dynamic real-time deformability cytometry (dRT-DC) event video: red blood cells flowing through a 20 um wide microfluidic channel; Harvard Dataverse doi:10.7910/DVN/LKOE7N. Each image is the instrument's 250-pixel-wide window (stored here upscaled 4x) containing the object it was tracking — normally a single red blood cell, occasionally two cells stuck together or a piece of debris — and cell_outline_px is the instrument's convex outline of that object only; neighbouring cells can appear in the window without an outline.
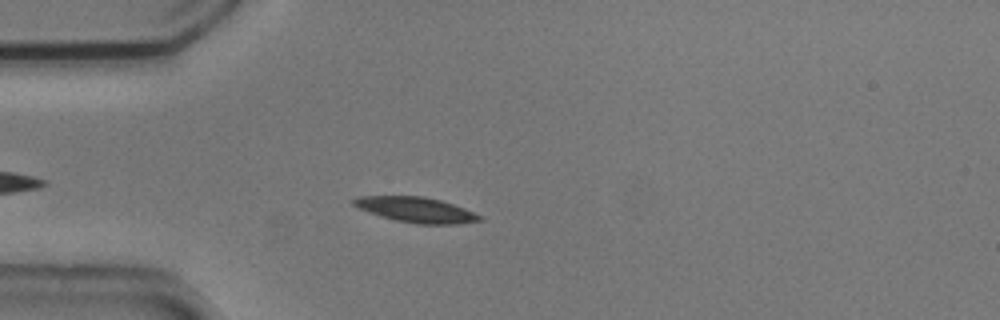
{"species": "common noctule bat (a hibernating species)", "species_latin": "Nyctalus noctula", "temperature_condition": "cold", "stored_images_in_passage": 47, "camera_frame_rate_fps": 3000, "um_per_image_px": 0.085, "animal": {"sex": "male", "body_mass_g": 20.5, "forearm_length_mm": 52.5}, "frame": {"image": 1, "passage_image": 7, "time_ms": 2.0, "image_size_px": [1000, 320], "cell_outline_px": [[484, 220], [456, 224], [416, 224], [396, 220], [380, 216], [368, 212], [352, 204], [352, 200], [360, 196], [424, 196], [440, 200], [464, 208], [484, 216]], "centroid_in_image_um": [35.4, 17.83], "position_along_channel_um": 49.6, "area_um2": 18.55}}
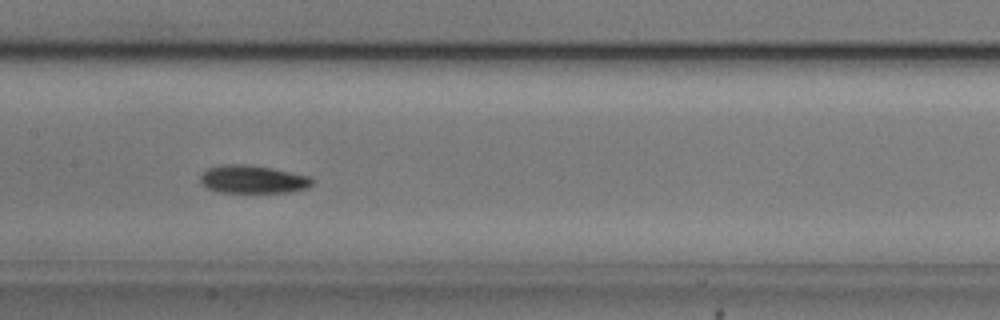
{"frame": {"image": 2, "passage_image": 19, "time_ms": 6.0, "image_size_px": [1000, 320], "cell_outline_px": [[316, 180], [308, 188], [292, 192], [220, 192], [208, 188], [200, 180], [200, 176], [208, 168], [220, 164], [248, 164], [272, 168], [312, 176]], "centroid_in_image_um": [21.56, 15.23], "position_along_channel_um": 185.8, "area_um2": 18.44}}
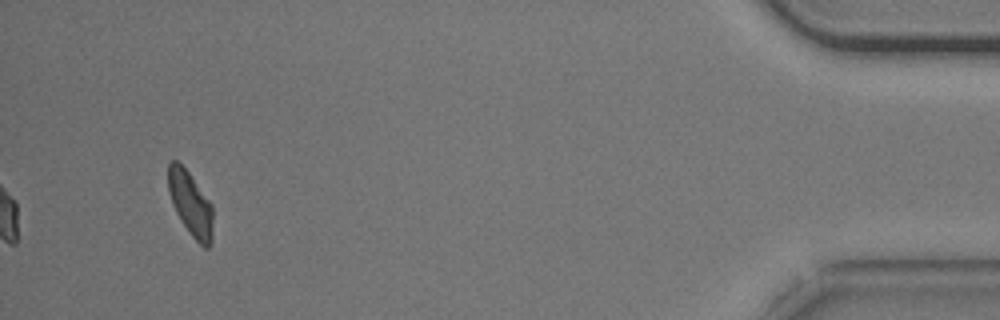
{"frame": {"image": 3, "passage_image": 44, "time_ms": 14.333, "image_size_px": [1000, 320], "cell_outline_px": [[212, 244], [208, 248], [204, 248], [192, 236], [176, 212], [172, 204], [168, 192], [168, 164], [172, 160], [176, 160], [188, 172], [212, 204]], "centroid_in_image_um": [16.19, 17.33], "position_along_channel_um": 419.0, "area_um2": 16.59}, "authors_computed_cell_mechanics": {"area_um2": 17.7446, "velocity_mm_per_s": 3.6879, "shape_relaxation_time_tau1_ms": 10.1064, "shape_relaxation_time_tau2_ms": 8.2029, "deformation_change_tau1": 0.207, "deformation_change_tau2": 0.1538}}